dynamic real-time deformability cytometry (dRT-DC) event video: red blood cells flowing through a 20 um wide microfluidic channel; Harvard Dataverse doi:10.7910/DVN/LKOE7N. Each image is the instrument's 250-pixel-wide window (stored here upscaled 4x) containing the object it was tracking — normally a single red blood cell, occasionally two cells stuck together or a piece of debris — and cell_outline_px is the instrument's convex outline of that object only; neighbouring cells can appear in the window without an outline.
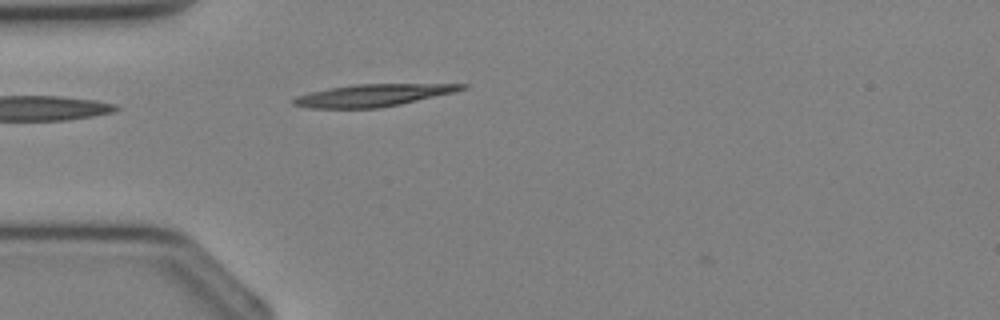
{"species": "Egyptian fruit bat (a non-hibernating species)", "species_latin": "Rousettus aegyptiacus", "temperature_condition": "cold", "stored_images_in_passage": 2, "camera_frame_rate_fps": 3000, "um_per_image_px": 0.085, "animal": {"sex": "female"}, "frame": {"image": 1, "passage_image": 1, "time_ms": 0.0, "image_size_px": [1000, 320], "cell_outline_px": [[468, 88], [456, 92], [400, 104], [380, 108], [308, 108], [292, 104], [292, 100], [296, 96], [328, 88], [356, 84], [468, 84]], "centroid_in_image_um": [31.72, 8.1], "position_along_channel_um": 53.3, "area_um2": 21.73}}